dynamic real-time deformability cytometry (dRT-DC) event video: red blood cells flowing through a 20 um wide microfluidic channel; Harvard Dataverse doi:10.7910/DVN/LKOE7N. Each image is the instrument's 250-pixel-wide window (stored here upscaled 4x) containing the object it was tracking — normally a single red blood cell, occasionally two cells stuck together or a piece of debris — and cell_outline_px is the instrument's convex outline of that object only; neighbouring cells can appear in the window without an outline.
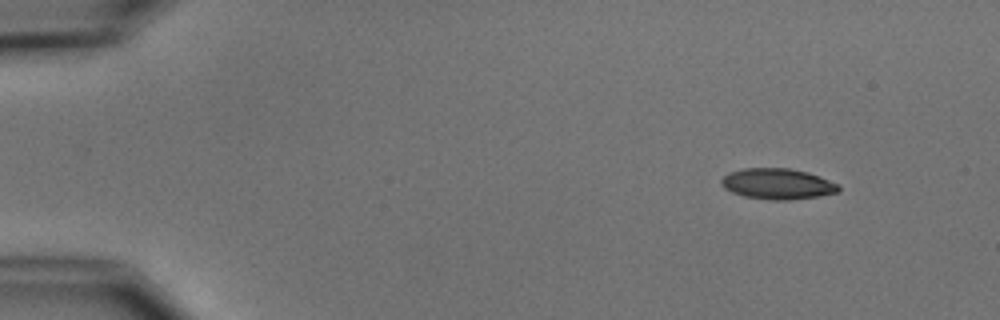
{"species": "common noctule bat (a hibernating species)", "species_latin": "Nyctalus noctula", "temperature_condition": "cold", "stored_images_in_passage": 4, "camera_frame_rate_fps": 3000, "um_per_image_px": 0.085, "animal": {"sex": "male", "body_mass_g": 15.6}, "frame": {"image": 1, "passage_image": 1, "time_ms": 0.0, "image_size_px": [1000, 320], "cell_outline_px": [[840, 192], [820, 196], [788, 200], [772, 200], [744, 196], [732, 192], [724, 188], [720, 184], [720, 180], [728, 172], [744, 168], [788, 168], [808, 172], [820, 176], [840, 184]], "centroid_in_image_um": [66.11, 15.62], "position_along_channel_um": 18.9, "area_um2": 21.27}}